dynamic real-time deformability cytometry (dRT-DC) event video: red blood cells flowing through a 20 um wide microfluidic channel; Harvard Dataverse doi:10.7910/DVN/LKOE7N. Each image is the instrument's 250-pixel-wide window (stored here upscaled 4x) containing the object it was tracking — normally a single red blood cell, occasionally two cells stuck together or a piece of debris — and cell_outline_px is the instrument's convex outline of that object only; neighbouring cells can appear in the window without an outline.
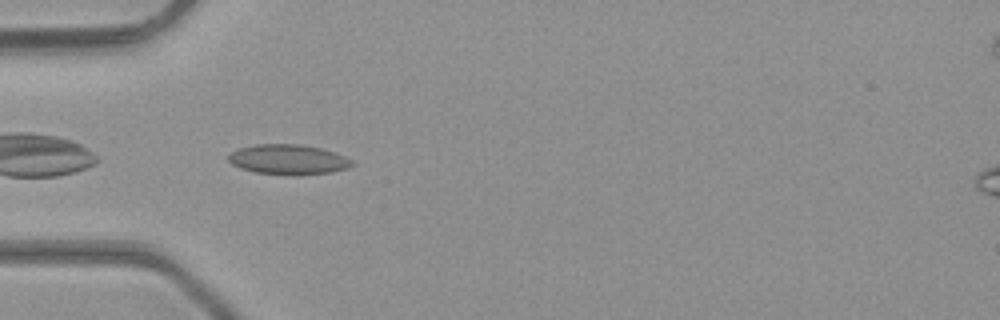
{"species": "common noctule bat (a hibernating species)", "species_latin": "Nyctalus noctula", "temperature_condition": "room temperature", "stored_images_in_passage": 35, "camera_frame_rate_fps": 3000, "um_per_image_px": 0.085, "animal": {"sex": "male", "body_mass_g": 23.1, "forearm_length_mm": 52.7}, "frame": {"image": 1, "passage_image": 2, "time_ms": 0.333, "image_size_px": [1000, 320], "cell_outline_px": [[356, 164], [348, 168], [332, 172], [296, 176], [256, 172], [240, 168], [232, 164], [228, 160], [228, 156], [232, 152], [240, 148], [256, 144], [300, 144], [320, 148], [344, 156], [352, 160]], "centroid_in_image_um": [24.52, 13.57], "position_along_channel_um": 60.5, "area_um2": 21.68}}
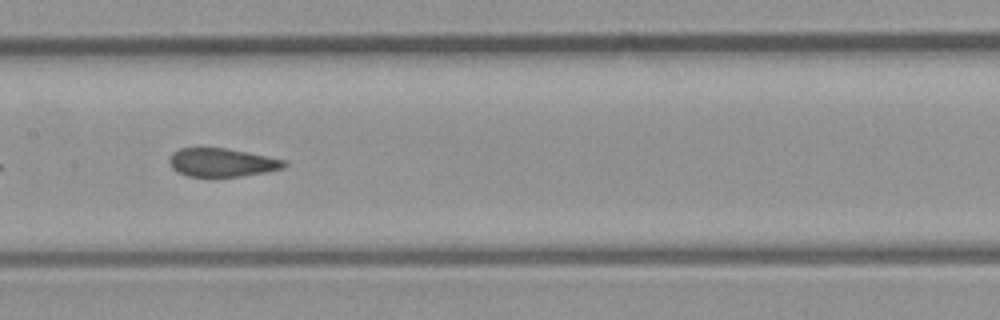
{"frame": {"image": 2, "passage_image": 11, "time_ms": 3.333, "image_size_px": [1000, 320], "cell_outline_px": [[288, 164], [284, 168], [268, 172], [240, 176], [188, 176], [176, 172], [172, 168], [168, 160], [172, 152], [180, 148], [224, 148], [248, 152], [288, 160]], "centroid_in_image_um": [18.89, 13.81], "position_along_channel_um": 188.5, "area_um2": 19.19}}
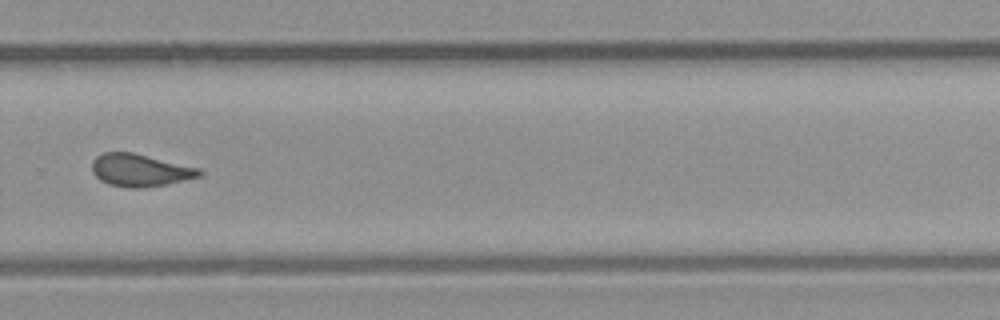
{"frame": {"image": 3, "passage_image": 20, "time_ms": 6.333, "image_size_px": [1000, 320], "cell_outline_px": [[204, 172], [200, 176], [168, 184], [144, 188], [128, 188], [108, 184], [100, 180], [92, 172], [92, 160], [96, 156], [104, 152], [132, 152], [200, 168]], "centroid_in_image_um": [11.9, 14.47], "position_along_channel_um": 317.9, "area_um2": 20.46}, "authors_computed_cell_mechanics": {"area_um2": 20.1722, "velocity_mm_per_s": 4.3284, "shape_relaxation_time_tau1_ms": null, "shape_relaxation_time_tau2_ms": 1.1627, "deformation_change_tau1": null, "deformation_change_tau2": 0.0569}}